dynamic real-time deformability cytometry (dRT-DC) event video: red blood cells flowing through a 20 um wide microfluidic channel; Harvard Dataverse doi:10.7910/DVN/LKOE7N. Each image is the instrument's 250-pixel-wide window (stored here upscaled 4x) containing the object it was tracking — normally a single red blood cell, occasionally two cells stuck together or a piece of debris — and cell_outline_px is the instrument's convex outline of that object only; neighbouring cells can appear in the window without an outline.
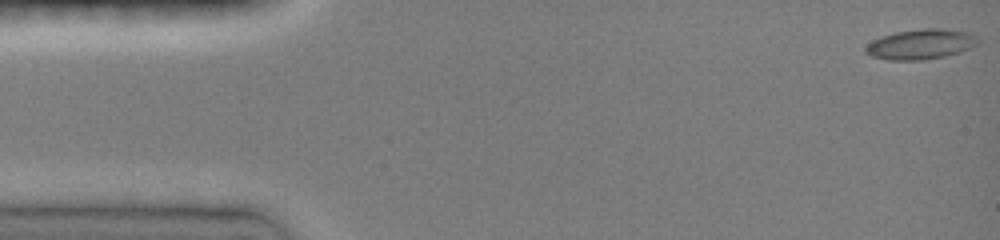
{"species": "common noctule bat (a hibernating species)", "species_latin": "Nyctalus noctula", "temperature_condition": "room temperature", "stored_images_in_passage": 55, "camera_frame_rate_fps": 3000, "um_per_image_px": 0.085, "animal": {"sex": "female", "body_mass_g": 19.0, "forearm_length_mm": 51.5}, "frame": {"image": 1, "passage_image": 1, "time_ms": 0.0, "image_size_px": [1000, 240], "cell_outline_px": [[980, 40], [976, 44], [960, 52], [944, 56], [924, 60], [888, 60], [872, 56], [864, 52], [864, 48], [872, 40], [896, 32], [924, 28], [940, 28], [968, 32], [976, 36]], "centroid_in_image_um": [78.25, 3.76], "position_along_channel_um": 6.7, "area_um2": 19.59}}
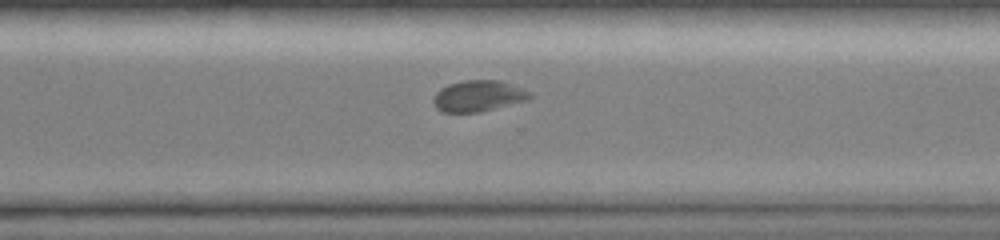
{"frame": {"image": 2, "passage_image": 36, "time_ms": 11.0, "image_size_px": [1000, 240], "cell_outline_px": [[532, 96], [528, 100], [480, 112], [444, 112], [436, 108], [432, 100], [436, 92], [440, 88], [448, 84], [464, 80], [500, 80], [512, 84], [532, 92]], "centroid_in_image_um": [40.66, 8.15], "position_along_channel_um": 329.9, "area_um2": 17.63}}
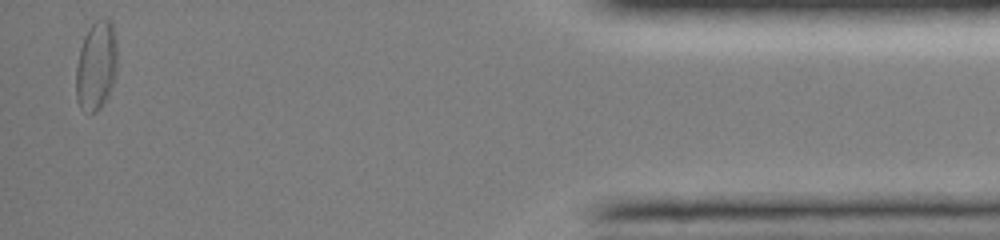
{"frame": {"image": 3, "passage_image": 54, "time_ms": 15.0, "image_size_px": [1000, 240], "cell_outline_px": [[116, 72], [108, 96], [100, 108], [96, 112], [92, 112], [80, 108], [76, 100], [76, 64], [80, 48], [84, 36], [88, 28], [96, 20], [112, 20], [116, 40]], "centroid_in_image_um": [8.17, 5.58], "position_along_channel_um": 427.0, "area_um2": 21.39}, "authors_computed_cell_mechanics": {"area_um2": 18.0336, "velocity_mm_per_s": 4.0377, "shape_relaxation_time_tau1_ms": 3.0268, "shape_relaxation_time_tau2_ms": 2.399, "deformation_change_tau1": 0.1207, "deformation_change_tau2": 0.0571}}